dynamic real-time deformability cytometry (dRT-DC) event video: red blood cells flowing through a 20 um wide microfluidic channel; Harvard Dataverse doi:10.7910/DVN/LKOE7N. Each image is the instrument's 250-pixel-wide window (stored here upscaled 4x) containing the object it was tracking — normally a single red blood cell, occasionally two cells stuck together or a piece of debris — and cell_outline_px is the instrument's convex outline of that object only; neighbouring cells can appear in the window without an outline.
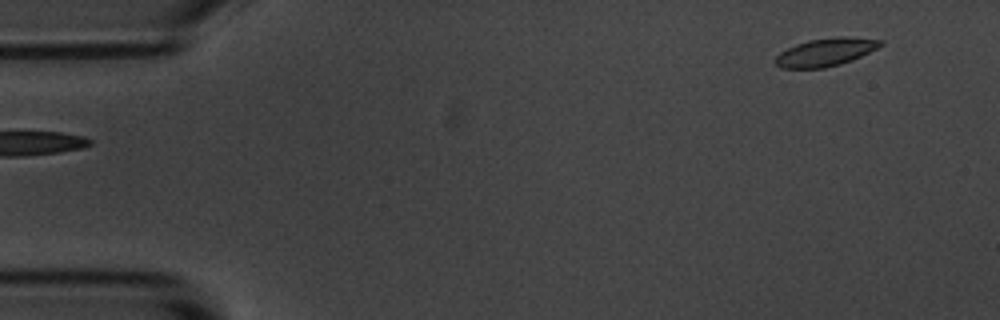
{"species": "common noctule bat (a hibernating species)", "species_latin": "Nyctalus noctula", "temperature_condition": "room temperature", "stored_images_in_passage": 5, "segment_of_instrument_passage": [2, 2], "camera_frame_rate_fps": 3000, "um_per_image_px": 0.085, "animal": {"sex": "male", "body_mass_g": 20.1, "forearm_length_mm": 53.5}, "frame": {"image": 1, "passage_image": 5, "time_ms": 5.667, "image_size_px": [1000, 320], "cell_outline_px": [[884, 44], [852, 60], [840, 64], [824, 68], [780, 68], [776, 64], [776, 56], [780, 52], [796, 44], [808, 40], [840, 36], [844, 36], [884, 40]], "centroid_in_image_um": [70.18, 4.43], "position_along_channel_um": 14.8, "area_um2": 16.99}}